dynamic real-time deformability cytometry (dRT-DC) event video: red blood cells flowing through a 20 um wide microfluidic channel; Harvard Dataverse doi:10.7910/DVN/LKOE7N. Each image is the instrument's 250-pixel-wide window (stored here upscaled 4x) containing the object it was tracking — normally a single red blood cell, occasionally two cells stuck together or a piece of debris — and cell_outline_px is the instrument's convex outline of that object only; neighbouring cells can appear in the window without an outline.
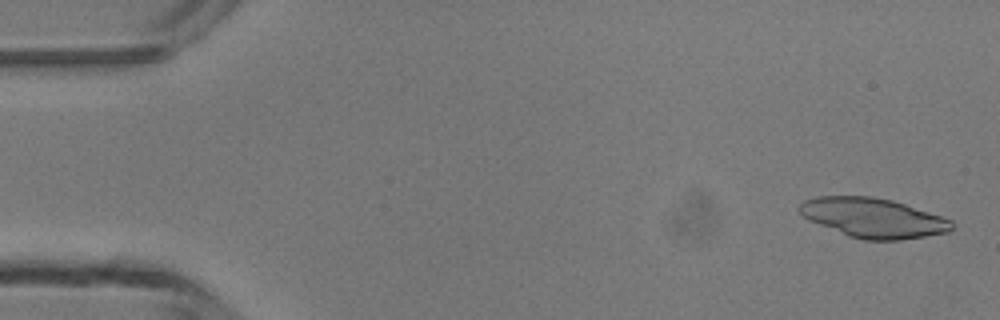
{"species": "common noctule bat (a hibernating species)", "species_latin": "Nyctalus noctula", "temperature_condition": "room temperature", "stored_images_in_passage": 47, "camera_frame_rate_fps": 3000, "um_per_image_px": 0.085, "animal": {"sex": "male", "body_mass_g": 13.3}, "frame": {"image": 1, "passage_image": 2, "time_ms": 0.333, "image_size_px": [1000, 320], "cell_outline_px": [[952, 228], [944, 232], [896, 240], [868, 240], [852, 236], [812, 220], [804, 216], [800, 212], [800, 204], [808, 200], [820, 196], [868, 196], [888, 200], [904, 204], [952, 220]], "centroid_in_image_um": [74.23, 18.5], "position_along_channel_um": 10.8, "area_um2": 33.58}}
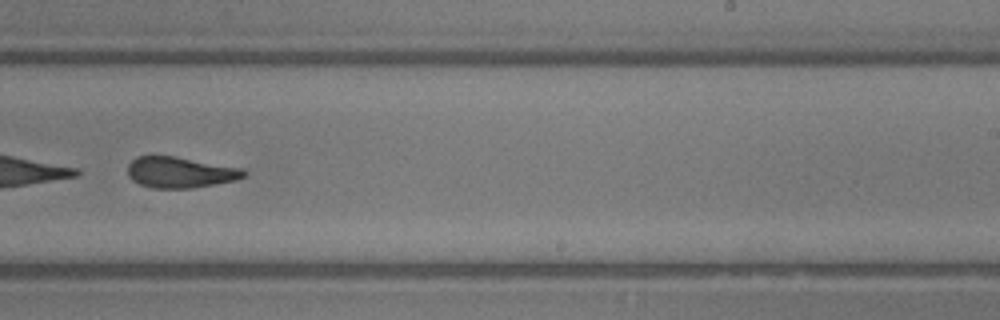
{"frame": {"image": 2, "passage_image": 30, "time_ms": 9.667, "image_size_px": [1000, 320], "cell_outline_px": [[244, 176], [232, 180], [212, 184], [188, 188], [156, 188], [140, 184], [132, 180], [128, 172], [128, 164], [132, 160], [140, 156], [172, 156], [240, 168], [244, 172]], "centroid_in_image_um": [15.23, 14.65], "position_along_channel_um": 273.8, "area_um2": 20.17}}
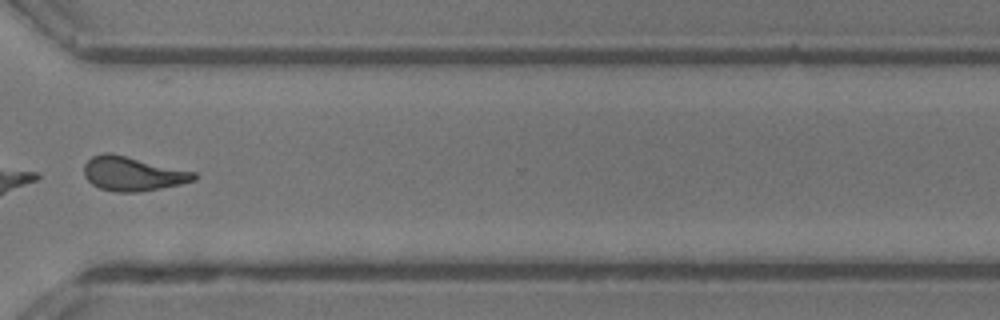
{"frame": {"image": 3, "passage_image": 36, "time_ms": 11.667, "image_size_px": [1000, 320], "cell_outline_px": [[196, 180], [180, 184], [136, 192], [120, 192], [100, 188], [92, 184], [84, 176], [84, 164], [92, 156], [108, 152], [196, 172]], "centroid_in_image_um": [11.26, 14.76], "position_along_channel_um": 359.3, "area_um2": 21.56}}